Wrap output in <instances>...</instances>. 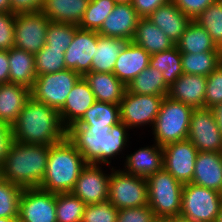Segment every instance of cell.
Returning <instances> with one entry per match:
<instances>
[{"mask_svg": "<svg viewBox=\"0 0 222 222\" xmlns=\"http://www.w3.org/2000/svg\"><path fill=\"white\" fill-rule=\"evenodd\" d=\"M193 108L164 97L153 127L154 142L163 147L166 144L185 140L188 137Z\"/></svg>", "mask_w": 222, "mask_h": 222, "instance_id": "5b68a950", "label": "cell"}, {"mask_svg": "<svg viewBox=\"0 0 222 222\" xmlns=\"http://www.w3.org/2000/svg\"><path fill=\"white\" fill-rule=\"evenodd\" d=\"M191 183L222 193V152H198Z\"/></svg>", "mask_w": 222, "mask_h": 222, "instance_id": "44dd1931", "label": "cell"}, {"mask_svg": "<svg viewBox=\"0 0 222 222\" xmlns=\"http://www.w3.org/2000/svg\"><path fill=\"white\" fill-rule=\"evenodd\" d=\"M176 46L181 53L220 52L205 28L194 20L187 25Z\"/></svg>", "mask_w": 222, "mask_h": 222, "instance_id": "f546056e", "label": "cell"}, {"mask_svg": "<svg viewBox=\"0 0 222 222\" xmlns=\"http://www.w3.org/2000/svg\"><path fill=\"white\" fill-rule=\"evenodd\" d=\"M9 66L8 50H0V84L9 83Z\"/></svg>", "mask_w": 222, "mask_h": 222, "instance_id": "681fc988", "label": "cell"}, {"mask_svg": "<svg viewBox=\"0 0 222 222\" xmlns=\"http://www.w3.org/2000/svg\"><path fill=\"white\" fill-rule=\"evenodd\" d=\"M115 5L112 0H89L78 27L83 30L98 31Z\"/></svg>", "mask_w": 222, "mask_h": 222, "instance_id": "d590c367", "label": "cell"}, {"mask_svg": "<svg viewBox=\"0 0 222 222\" xmlns=\"http://www.w3.org/2000/svg\"><path fill=\"white\" fill-rule=\"evenodd\" d=\"M9 83L19 84L31 89L36 80L34 55L16 47L8 50Z\"/></svg>", "mask_w": 222, "mask_h": 222, "instance_id": "83f0119b", "label": "cell"}, {"mask_svg": "<svg viewBox=\"0 0 222 222\" xmlns=\"http://www.w3.org/2000/svg\"><path fill=\"white\" fill-rule=\"evenodd\" d=\"M2 177V169H1V165H0V178Z\"/></svg>", "mask_w": 222, "mask_h": 222, "instance_id": "91938a15", "label": "cell"}, {"mask_svg": "<svg viewBox=\"0 0 222 222\" xmlns=\"http://www.w3.org/2000/svg\"><path fill=\"white\" fill-rule=\"evenodd\" d=\"M49 146L13 141L1 166L2 178L24 188H37L46 173Z\"/></svg>", "mask_w": 222, "mask_h": 222, "instance_id": "3957f363", "label": "cell"}, {"mask_svg": "<svg viewBox=\"0 0 222 222\" xmlns=\"http://www.w3.org/2000/svg\"><path fill=\"white\" fill-rule=\"evenodd\" d=\"M148 206L155 217L180 215L183 184L164 168L147 178Z\"/></svg>", "mask_w": 222, "mask_h": 222, "instance_id": "8992f818", "label": "cell"}, {"mask_svg": "<svg viewBox=\"0 0 222 222\" xmlns=\"http://www.w3.org/2000/svg\"><path fill=\"white\" fill-rule=\"evenodd\" d=\"M115 168L110 167L108 201L118 210L148 205L147 179Z\"/></svg>", "mask_w": 222, "mask_h": 222, "instance_id": "52a82bcc", "label": "cell"}, {"mask_svg": "<svg viewBox=\"0 0 222 222\" xmlns=\"http://www.w3.org/2000/svg\"><path fill=\"white\" fill-rule=\"evenodd\" d=\"M150 54L132 41H128L116 60L113 74L127 87L149 66Z\"/></svg>", "mask_w": 222, "mask_h": 222, "instance_id": "ffe728a7", "label": "cell"}, {"mask_svg": "<svg viewBox=\"0 0 222 222\" xmlns=\"http://www.w3.org/2000/svg\"><path fill=\"white\" fill-rule=\"evenodd\" d=\"M96 102L88 82L81 77L66 98L64 106L58 111L66 129L76 124L84 113Z\"/></svg>", "mask_w": 222, "mask_h": 222, "instance_id": "d6986e66", "label": "cell"}, {"mask_svg": "<svg viewBox=\"0 0 222 222\" xmlns=\"http://www.w3.org/2000/svg\"><path fill=\"white\" fill-rule=\"evenodd\" d=\"M222 204V193L187 183L183 185L180 214L193 222H215Z\"/></svg>", "mask_w": 222, "mask_h": 222, "instance_id": "ba28073f", "label": "cell"}, {"mask_svg": "<svg viewBox=\"0 0 222 222\" xmlns=\"http://www.w3.org/2000/svg\"><path fill=\"white\" fill-rule=\"evenodd\" d=\"M214 114L216 124L222 133V103H218L210 108Z\"/></svg>", "mask_w": 222, "mask_h": 222, "instance_id": "f907efd6", "label": "cell"}, {"mask_svg": "<svg viewBox=\"0 0 222 222\" xmlns=\"http://www.w3.org/2000/svg\"><path fill=\"white\" fill-rule=\"evenodd\" d=\"M128 41L99 35L91 62V72L113 73L119 53Z\"/></svg>", "mask_w": 222, "mask_h": 222, "instance_id": "f1b7e54d", "label": "cell"}, {"mask_svg": "<svg viewBox=\"0 0 222 222\" xmlns=\"http://www.w3.org/2000/svg\"><path fill=\"white\" fill-rule=\"evenodd\" d=\"M129 128L122 122L113 126L72 125L67 138L87 163L111 166V159L125 151L129 144Z\"/></svg>", "mask_w": 222, "mask_h": 222, "instance_id": "6da1fadb", "label": "cell"}, {"mask_svg": "<svg viewBox=\"0 0 222 222\" xmlns=\"http://www.w3.org/2000/svg\"><path fill=\"white\" fill-rule=\"evenodd\" d=\"M86 204L69 193L56 194L57 222H81Z\"/></svg>", "mask_w": 222, "mask_h": 222, "instance_id": "8d00e7d4", "label": "cell"}, {"mask_svg": "<svg viewBox=\"0 0 222 222\" xmlns=\"http://www.w3.org/2000/svg\"><path fill=\"white\" fill-rule=\"evenodd\" d=\"M169 0H133L132 6L140 18H147L157 8Z\"/></svg>", "mask_w": 222, "mask_h": 222, "instance_id": "c3c4849f", "label": "cell"}, {"mask_svg": "<svg viewBox=\"0 0 222 222\" xmlns=\"http://www.w3.org/2000/svg\"><path fill=\"white\" fill-rule=\"evenodd\" d=\"M44 0H10V12L13 14L40 12Z\"/></svg>", "mask_w": 222, "mask_h": 222, "instance_id": "bcb514c9", "label": "cell"}, {"mask_svg": "<svg viewBox=\"0 0 222 222\" xmlns=\"http://www.w3.org/2000/svg\"><path fill=\"white\" fill-rule=\"evenodd\" d=\"M16 14L0 12V50H10L14 47V21Z\"/></svg>", "mask_w": 222, "mask_h": 222, "instance_id": "7bdbcfd3", "label": "cell"}, {"mask_svg": "<svg viewBox=\"0 0 222 222\" xmlns=\"http://www.w3.org/2000/svg\"><path fill=\"white\" fill-rule=\"evenodd\" d=\"M83 77L96 101L120 105L127 87L113 73L88 72Z\"/></svg>", "mask_w": 222, "mask_h": 222, "instance_id": "484cf974", "label": "cell"}, {"mask_svg": "<svg viewBox=\"0 0 222 222\" xmlns=\"http://www.w3.org/2000/svg\"><path fill=\"white\" fill-rule=\"evenodd\" d=\"M78 28L77 25L50 22L46 31L45 44L49 46L50 49L65 52L72 43L75 31Z\"/></svg>", "mask_w": 222, "mask_h": 222, "instance_id": "ab89813d", "label": "cell"}, {"mask_svg": "<svg viewBox=\"0 0 222 222\" xmlns=\"http://www.w3.org/2000/svg\"><path fill=\"white\" fill-rule=\"evenodd\" d=\"M187 139L198 152H222V133L211 109L193 110Z\"/></svg>", "mask_w": 222, "mask_h": 222, "instance_id": "7c38bea8", "label": "cell"}, {"mask_svg": "<svg viewBox=\"0 0 222 222\" xmlns=\"http://www.w3.org/2000/svg\"><path fill=\"white\" fill-rule=\"evenodd\" d=\"M206 86V76L183 73L169 87L167 96L193 109L204 108Z\"/></svg>", "mask_w": 222, "mask_h": 222, "instance_id": "ac0fdd59", "label": "cell"}, {"mask_svg": "<svg viewBox=\"0 0 222 222\" xmlns=\"http://www.w3.org/2000/svg\"><path fill=\"white\" fill-rule=\"evenodd\" d=\"M168 222H193L190 218L184 217L183 215H175L166 217Z\"/></svg>", "mask_w": 222, "mask_h": 222, "instance_id": "816d5d0a", "label": "cell"}, {"mask_svg": "<svg viewBox=\"0 0 222 222\" xmlns=\"http://www.w3.org/2000/svg\"><path fill=\"white\" fill-rule=\"evenodd\" d=\"M114 1L116 4H132L133 0H112Z\"/></svg>", "mask_w": 222, "mask_h": 222, "instance_id": "11a10c76", "label": "cell"}, {"mask_svg": "<svg viewBox=\"0 0 222 222\" xmlns=\"http://www.w3.org/2000/svg\"><path fill=\"white\" fill-rule=\"evenodd\" d=\"M51 21L41 12L16 14L14 47L35 55L46 42V31Z\"/></svg>", "mask_w": 222, "mask_h": 222, "instance_id": "8fae6325", "label": "cell"}, {"mask_svg": "<svg viewBox=\"0 0 222 222\" xmlns=\"http://www.w3.org/2000/svg\"><path fill=\"white\" fill-rule=\"evenodd\" d=\"M81 77L71 69L39 75L30 89L31 97L59 111Z\"/></svg>", "mask_w": 222, "mask_h": 222, "instance_id": "9c48e42d", "label": "cell"}, {"mask_svg": "<svg viewBox=\"0 0 222 222\" xmlns=\"http://www.w3.org/2000/svg\"><path fill=\"white\" fill-rule=\"evenodd\" d=\"M118 209L109 201L86 205L81 222H116Z\"/></svg>", "mask_w": 222, "mask_h": 222, "instance_id": "60d3db41", "label": "cell"}, {"mask_svg": "<svg viewBox=\"0 0 222 222\" xmlns=\"http://www.w3.org/2000/svg\"><path fill=\"white\" fill-rule=\"evenodd\" d=\"M65 52L50 49L46 44L34 55L35 71L37 76L52 74L66 69Z\"/></svg>", "mask_w": 222, "mask_h": 222, "instance_id": "f35d334b", "label": "cell"}, {"mask_svg": "<svg viewBox=\"0 0 222 222\" xmlns=\"http://www.w3.org/2000/svg\"><path fill=\"white\" fill-rule=\"evenodd\" d=\"M181 12L191 20L198 17L208 6L217 0H171Z\"/></svg>", "mask_w": 222, "mask_h": 222, "instance_id": "f6af8a7d", "label": "cell"}, {"mask_svg": "<svg viewBox=\"0 0 222 222\" xmlns=\"http://www.w3.org/2000/svg\"><path fill=\"white\" fill-rule=\"evenodd\" d=\"M151 208L146 206L118 210L116 222H151L154 219Z\"/></svg>", "mask_w": 222, "mask_h": 222, "instance_id": "ee69618b", "label": "cell"}, {"mask_svg": "<svg viewBox=\"0 0 222 222\" xmlns=\"http://www.w3.org/2000/svg\"><path fill=\"white\" fill-rule=\"evenodd\" d=\"M0 12H10V0H0Z\"/></svg>", "mask_w": 222, "mask_h": 222, "instance_id": "f5cc1de1", "label": "cell"}, {"mask_svg": "<svg viewBox=\"0 0 222 222\" xmlns=\"http://www.w3.org/2000/svg\"><path fill=\"white\" fill-rule=\"evenodd\" d=\"M19 222H57L56 194L40 188H24L19 203Z\"/></svg>", "mask_w": 222, "mask_h": 222, "instance_id": "5bb4252c", "label": "cell"}, {"mask_svg": "<svg viewBox=\"0 0 222 222\" xmlns=\"http://www.w3.org/2000/svg\"><path fill=\"white\" fill-rule=\"evenodd\" d=\"M150 55L168 50L174 46L171 40L158 26L147 18H140L131 40Z\"/></svg>", "mask_w": 222, "mask_h": 222, "instance_id": "4316f807", "label": "cell"}, {"mask_svg": "<svg viewBox=\"0 0 222 222\" xmlns=\"http://www.w3.org/2000/svg\"><path fill=\"white\" fill-rule=\"evenodd\" d=\"M99 34L97 31L83 30L75 31L72 43L66 49V69H71L82 77L91 72V62L94 57Z\"/></svg>", "mask_w": 222, "mask_h": 222, "instance_id": "2e32d148", "label": "cell"}, {"mask_svg": "<svg viewBox=\"0 0 222 222\" xmlns=\"http://www.w3.org/2000/svg\"><path fill=\"white\" fill-rule=\"evenodd\" d=\"M89 0H44L41 13L53 23L79 25Z\"/></svg>", "mask_w": 222, "mask_h": 222, "instance_id": "d4e9b609", "label": "cell"}, {"mask_svg": "<svg viewBox=\"0 0 222 222\" xmlns=\"http://www.w3.org/2000/svg\"><path fill=\"white\" fill-rule=\"evenodd\" d=\"M30 97V89L26 86L14 83L0 84V120L12 126Z\"/></svg>", "mask_w": 222, "mask_h": 222, "instance_id": "cb8c5ba5", "label": "cell"}, {"mask_svg": "<svg viewBox=\"0 0 222 222\" xmlns=\"http://www.w3.org/2000/svg\"><path fill=\"white\" fill-rule=\"evenodd\" d=\"M176 45L191 19L171 1H167L148 17Z\"/></svg>", "mask_w": 222, "mask_h": 222, "instance_id": "603a6c76", "label": "cell"}, {"mask_svg": "<svg viewBox=\"0 0 222 222\" xmlns=\"http://www.w3.org/2000/svg\"><path fill=\"white\" fill-rule=\"evenodd\" d=\"M220 64L222 65V48L220 49Z\"/></svg>", "mask_w": 222, "mask_h": 222, "instance_id": "680465c9", "label": "cell"}, {"mask_svg": "<svg viewBox=\"0 0 222 222\" xmlns=\"http://www.w3.org/2000/svg\"><path fill=\"white\" fill-rule=\"evenodd\" d=\"M163 98V96L135 94L126 89L120 102V121L129 130L146 125L153 127Z\"/></svg>", "mask_w": 222, "mask_h": 222, "instance_id": "30bf717a", "label": "cell"}, {"mask_svg": "<svg viewBox=\"0 0 222 222\" xmlns=\"http://www.w3.org/2000/svg\"><path fill=\"white\" fill-rule=\"evenodd\" d=\"M13 140L51 146L67 137L59 112L30 97L12 125Z\"/></svg>", "mask_w": 222, "mask_h": 222, "instance_id": "7a4b0ae2", "label": "cell"}, {"mask_svg": "<svg viewBox=\"0 0 222 222\" xmlns=\"http://www.w3.org/2000/svg\"><path fill=\"white\" fill-rule=\"evenodd\" d=\"M122 169L125 173L148 178L163 169V150L156 142L151 146L141 147L132 154H127Z\"/></svg>", "mask_w": 222, "mask_h": 222, "instance_id": "7402d4cb", "label": "cell"}, {"mask_svg": "<svg viewBox=\"0 0 222 222\" xmlns=\"http://www.w3.org/2000/svg\"><path fill=\"white\" fill-rule=\"evenodd\" d=\"M131 93L166 97L169 87L166 85L162 72L148 66L127 86Z\"/></svg>", "mask_w": 222, "mask_h": 222, "instance_id": "4dcf8cb0", "label": "cell"}, {"mask_svg": "<svg viewBox=\"0 0 222 222\" xmlns=\"http://www.w3.org/2000/svg\"><path fill=\"white\" fill-rule=\"evenodd\" d=\"M163 168L180 183L192 182L197 148L189 139L172 142L162 147Z\"/></svg>", "mask_w": 222, "mask_h": 222, "instance_id": "4fadbf2b", "label": "cell"}, {"mask_svg": "<svg viewBox=\"0 0 222 222\" xmlns=\"http://www.w3.org/2000/svg\"><path fill=\"white\" fill-rule=\"evenodd\" d=\"M86 165L83 155L66 137L49 146L46 173L38 188L54 194L69 193Z\"/></svg>", "mask_w": 222, "mask_h": 222, "instance_id": "277c9868", "label": "cell"}, {"mask_svg": "<svg viewBox=\"0 0 222 222\" xmlns=\"http://www.w3.org/2000/svg\"><path fill=\"white\" fill-rule=\"evenodd\" d=\"M139 19L132 4H116L97 32L101 36L131 41Z\"/></svg>", "mask_w": 222, "mask_h": 222, "instance_id": "e0dca14e", "label": "cell"}, {"mask_svg": "<svg viewBox=\"0 0 222 222\" xmlns=\"http://www.w3.org/2000/svg\"><path fill=\"white\" fill-rule=\"evenodd\" d=\"M222 103V65L220 64L207 76L204 108H212Z\"/></svg>", "mask_w": 222, "mask_h": 222, "instance_id": "b9f144b4", "label": "cell"}, {"mask_svg": "<svg viewBox=\"0 0 222 222\" xmlns=\"http://www.w3.org/2000/svg\"><path fill=\"white\" fill-rule=\"evenodd\" d=\"M182 70L186 74L208 76L220 65V52L181 53Z\"/></svg>", "mask_w": 222, "mask_h": 222, "instance_id": "836d02e7", "label": "cell"}, {"mask_svg": "<svg viewBox=\"0 0 222 222\" xmlns=\"http://www.w3.org/2000/svg\"><path fill=\"white\" fill-rule=\"evenodd\" d=\"M149 66L162 72L168 87L183 74L181 52L176 45L168 50L150 55Z\"/></svg>", "mask_w": 222, "mask_h": 222, "instance_id": "1f68e13d", "label": "cell"}, {"mask_svg": "<svg viewBox=\"0 0 222 222\" xmlns=\"http://www.w3.org/2000/svg\"><path fill=\"white\" fill-rule=\"evenodd\" d=\"M215 222H222V204L220 206L219 213L217 215V218H216Z\"/></svg>", "mask_w": 222, "mask_h": 222, "instance_id": "6f0895ef", "label": "cell"}, {"mask_svg": "<svg viewBox=\"0 0 222 222\" xmlns=\"http://www.w3.org/2000/svg\"><path fill=\"white\" fill-rule=\"evenodd\" d=\"M22 192V187L0 178V217L18 218Z\"/></svg>", "mask_w": 222, "mask_h": 222, "instance_id": "74e56055", "label": "cell"}, {"mask_svg": "<svg viewBox=\"0 0 222 222\" xmlns=\"http://www.w3.org/2000/svg\"><path fill=\"white\" fill-rule=\"evenodd\" d=\"M151 222H168V219L163 217H154Z\"/></svg>", "mask_w": 222, "mask_h": 222, "instance_id": "9f6ffc18", "label": "cell"}, {"mask_svg": "<svg viewBox=\"0 0 222 222\" xmlns=\"http://www.w3.org/2000/svg\"><path fill=\"white\" fill-rule=\"evenodd\" d=\"M12 126L0 120V165L5 161L6 155L13 143Z\"/></svg>", "mask_w": 222, "mask_h": 222, "instance_id": "7dc6e473", "label": "cell"}, {"mask_svg": "<svg viewBox=\"0 0 222 222\" xmlns=\"http://www.w3.org/2000/svg\"><path fill=\"white\" fill-rule=\"evenodd\" d=\"M0 222H19L18 218H2L0 217Z\"/></svg>", "mask_w": 222, "mask_h": 222, "instance_id": "db71d44e", "label": "cell"}, {"mask_svg": "<svg viewBox=\"0 0 222 222\" xmlns=\"http://www.w3.org/2000/svg\"><path fill=\"white\" fill-rule=\"evenodd\" d=\"M201 27L205 28L217 48H222V0H217L208 6L194 19Z\"/></svg>", "mask_w": 222, "mask_h": 222, "instance_id": "e575fe53", "label": "cell"}, {"mask_svg": "<svg viewBox=\"0 0 222 222\" xmlns=\"http://www.w3.org/2000/svg\"><path fill=\"white\" fill-rule=\"evenodd\" d=\"M102 166L106 165L87 163L71 191L86 205L108 201L110 174L103 171Z\"/></svg>", "mask_w": 222, "mask_h": 222, "instance_id": "9a60e30c", "label": "cell"}, {"mask_svg": "<svg viewBox=\"0 0 222 222\" xmlns=\"http://www.w3.org/2000/svg\"><path fill=\"white\" fill-rule=\"evenodd\" d=\"M120 122V105L96 101L74 125L113 126Z\"/></svg>", "mask_w": 222, "mask_h": 222, "instance_id": "d6a6232c", "label": "cell"}]
</instances>
